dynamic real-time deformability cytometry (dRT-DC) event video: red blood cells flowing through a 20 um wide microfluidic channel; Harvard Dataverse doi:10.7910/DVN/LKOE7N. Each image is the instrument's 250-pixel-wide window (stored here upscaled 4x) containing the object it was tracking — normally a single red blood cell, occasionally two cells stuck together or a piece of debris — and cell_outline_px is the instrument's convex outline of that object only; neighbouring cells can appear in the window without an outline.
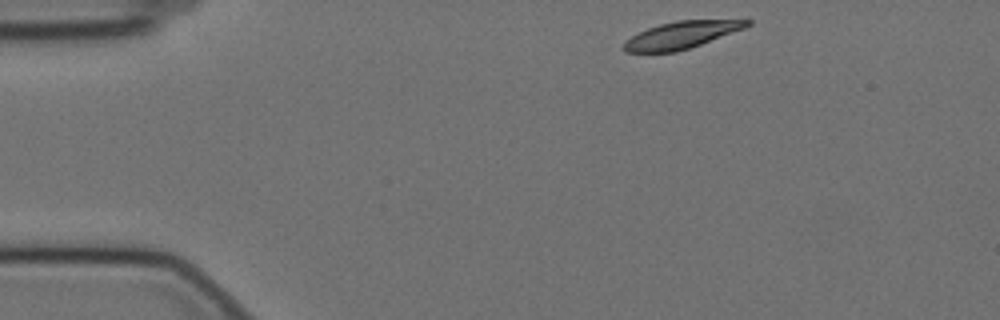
{"species": "Egyptian fruit bat (a non-hibernating species)", "species_latin": "Rousettus aegyptiacus", "temperature_condition": "cold", "stored_images_in_passage": 50, "camera_frame_rate_fps": 3000, "um_per_image_px": 0.085, "animal": {"sex": "female"}, "frame": {"image": 1, "passage_image": 1, "time_ms": 0.0, "image_size_px": [1000, 320], "cell_outline_px": [[752, 24], [744, 28], [700, 44], [676, 52], [624, 52], [624, 44], [632, 36], [648, 28], [660, 24], [676, 20], [752, 20]], "centroid_in_image_um": [57.93, 2.97], "position_along_channel_um": 27.1, "area_um2": 19.02}}
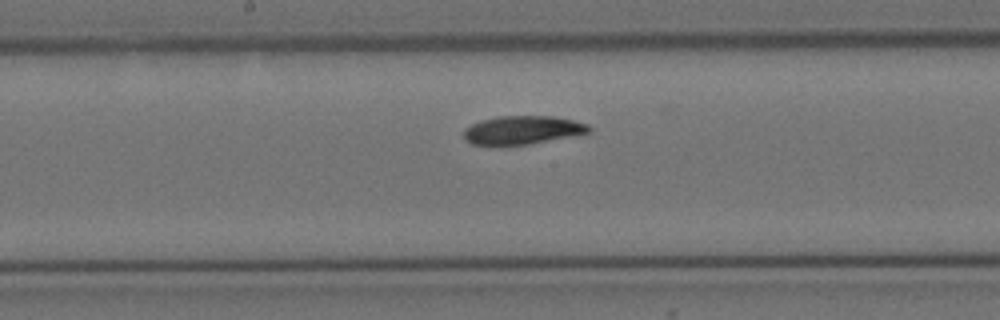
{"frame": {"image": 2, "passage_image": 22, "time_ms": 7.0, "image_size_px": [1000, 320], "cell_outline_px": [[592, 132], [528, 144], [472, 144], [464, 140], [464, 128], [472, 124], [496, 116], [552, 116], [572, 120], [588, 124], [592, 128]], "centroid_in_image_um": [44.43, 11.04], "position_along_channel_um": 203.8, "area_um2": 20.46}}
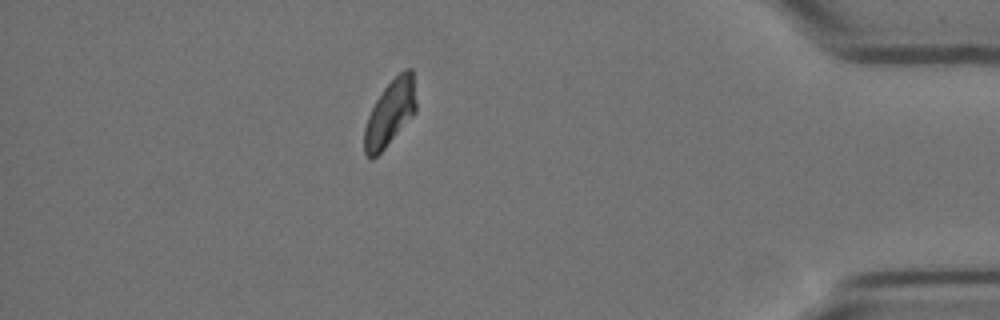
{"frame": {"image": 3, "passage_image": 43, "time_ms": 14.0, "image_size_px": [1000, 320], "cell_outline_px": [[416, 112], [384, 148], [372, 160], [368, 160], [364, 152], [364, 128], [368, 116], [376, 100], [384, 88], [404, 68], [412, 68], [416, 100]], "centroid_in_image_um": [33.15, 9.61], "position_along_channel_um": 402.1, "area_um2": 19.71}, "authors_computed_cell_mechanics": {"area_um2": 20.8658, "velocity_mm_per_s": 3.4408, "shape_relaxation_time_tau1_ms": 4.8054, "shape_relaxation_time_tau2_ms": null, "deformation_change_tau1": 0.1524, "deformation_change_tau2": null}}